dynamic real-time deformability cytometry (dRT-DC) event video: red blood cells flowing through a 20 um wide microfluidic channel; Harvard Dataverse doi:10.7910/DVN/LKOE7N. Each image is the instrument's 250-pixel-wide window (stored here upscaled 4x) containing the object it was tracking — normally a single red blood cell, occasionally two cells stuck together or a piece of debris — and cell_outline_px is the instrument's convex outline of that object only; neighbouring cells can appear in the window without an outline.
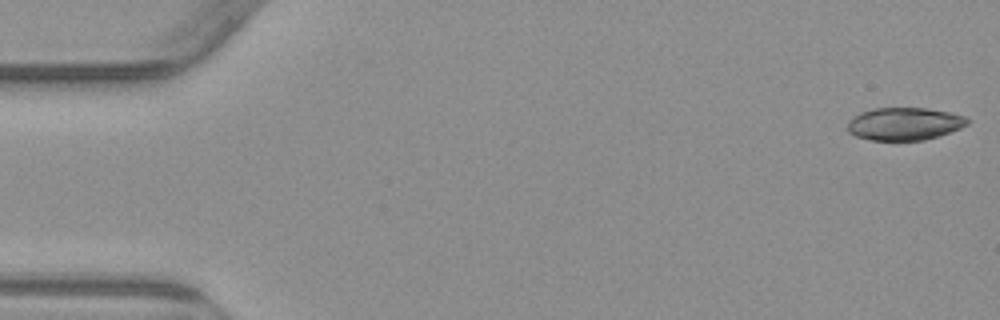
{"species": "common noctule bat (a hibernating species)", "species_latin": "Nyctalus noctula", "temperature_condition": "warm", "stored_images_in_passage": 4, "camera_frame_rate_fps": 3000, "um_per_image_px": 0.085, "animal": {"sex": "male", "body_mass_g": 23.1, "forearm_length_mm": 52.7}, "frame": {"image": 1, "passage_image": 1, "time_ms": 0.0, "image_size_px": [1000, 320], "cell_outline_px": [[968, 124], [960, 128], [924, 140], [872, 140], [856, 136], [848, 132], [848, 120], [860, 112], [872, 108], [924, 108], [948, 112], [964, 116], [968, 120]], "centroid_in_image_um": [76.83, 10.52], "position_along_channel_um": 8.2, "area_um2": 22.6}}
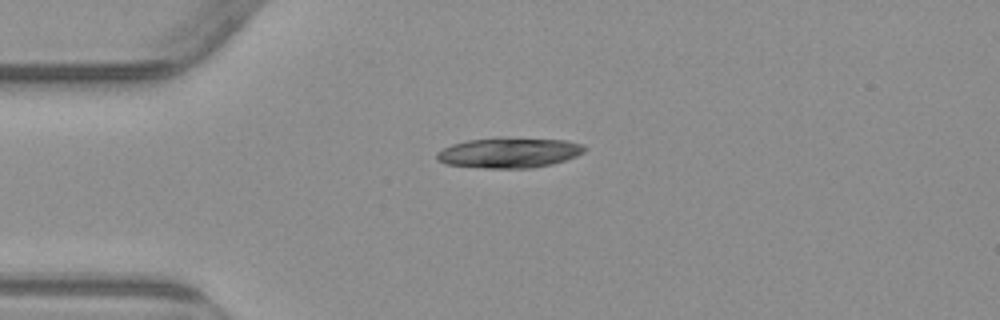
{"frame": {"image": 2, "passage_image": 4, "time_ms": 4.0, "image_size_px": [1000, 320], "cell_outline_px": [[584, 152], [576, 156], [552, 164], [532, 168], [484, 168], [444, 164], [436, 160], [436, 152], [452, 144], [468, 140], [564, 140], [584, 144]], "centroid_in_image_um": [43.23, 13.03], "position_along_channel_um": 41.8, "area_um2": 25.09}}